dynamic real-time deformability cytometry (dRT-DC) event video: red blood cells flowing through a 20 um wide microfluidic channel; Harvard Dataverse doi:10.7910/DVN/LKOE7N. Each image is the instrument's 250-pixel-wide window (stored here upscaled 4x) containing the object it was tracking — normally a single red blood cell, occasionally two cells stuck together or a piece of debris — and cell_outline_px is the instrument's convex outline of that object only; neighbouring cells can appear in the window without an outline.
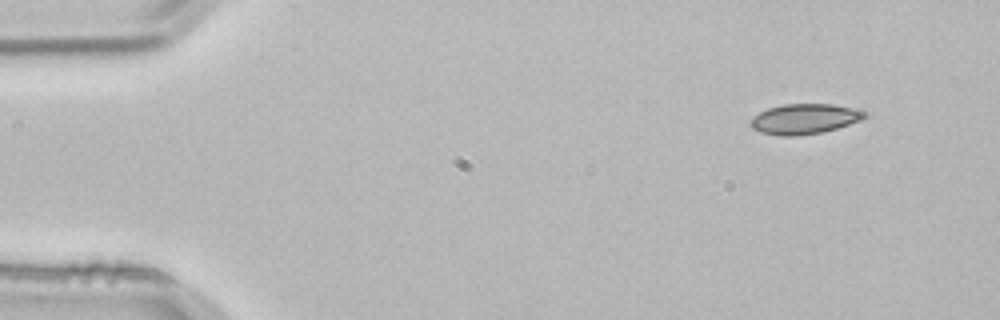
{"species": "common noctule bat (a hibernating species)", "species_latin": "Nyctalus noctula", "temperature_condition": "room temperature", "stored_images_in_passage": 3, "camera_frame_rate_fps": 3000, "um_per_image_px": 0.085, "animal": {"sex": "male", "body_mass_g": 21.5, "forearm_length_mm": 52.0}, "frame": {"image": 1, "passage_image": 1, "time_ms": 0.0, "image_size_px": [1000, 320], "cell_outline_px": [[868, 116], [860, 120], [836, 128], [820, 132], [796, 136], [780, 136], [760, 132], [752, 128], [748, 124], [752, 116], [768, 108], [784, 104], [832, 104], [852, 108], [868, 112]], "centroid_in_image_um": [68.34, 10.1], "position_along_channel_um": 16.7, "area_um2": 20.06}}